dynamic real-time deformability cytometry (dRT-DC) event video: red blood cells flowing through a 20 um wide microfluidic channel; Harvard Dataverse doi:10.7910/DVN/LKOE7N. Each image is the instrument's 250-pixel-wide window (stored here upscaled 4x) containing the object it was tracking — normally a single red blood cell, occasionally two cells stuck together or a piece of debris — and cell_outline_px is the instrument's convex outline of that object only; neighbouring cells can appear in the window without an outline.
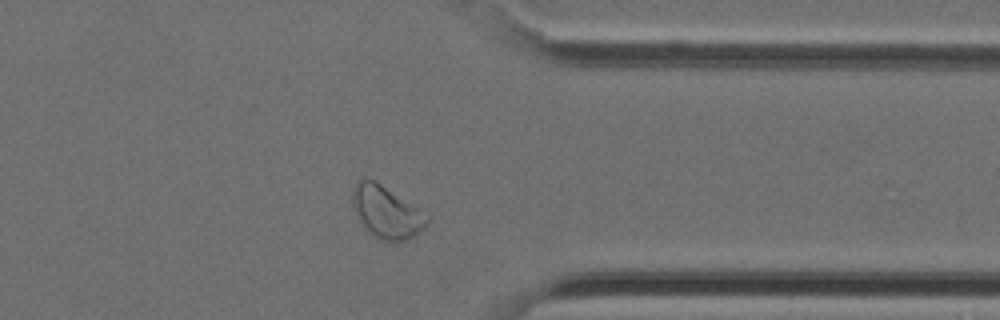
{"species": "Egyptian fruit bat (a non-hibernating species)", "species_latin": "Rousettus aegyptiacus", "temperature_condition": "cold", "stored_images_in_passage": 29, "camera_frame_rate_fps": 3000, "um_per_image_px": 0.085, "animal": {"sex": "female"}, "frame": {"image": 1, "passage_image": 20, "time_ms": 6.333, "image_size_px": [1000, 320], "cell_outline_px": [[432, 220], [424, 228], [412, 236], [404, 240], [380, 240], [368, 232], [360, 224], [356, 216], [352, 204], [352, 188], [356, 180], [372, 180], [380, 184], [420, 208]], "centroid_in_image_um": [32.83, 18.03], "position_along_channel_um": 378.6, "area_um2": 22.66}}
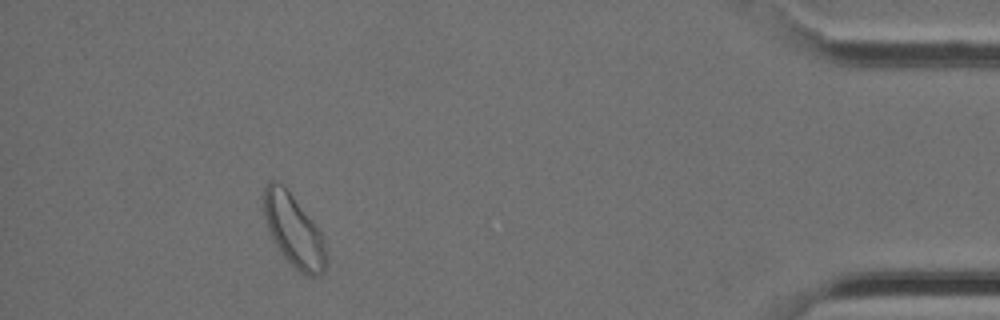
{"frame": {"image": 2, "passage_image": 25, "time_ms": 8.0, "image_size_px": [1000, 320], "cell_outline_px": [[328, 264], [324, 272], [320, 276], [312, 276], [300, 272], [284, 256], [276, 244], [268, 228], [264, 216], [264, 188], [268, 180], [276, 180], [292, 196], [324, 236], [328, 256]], "centroid_in_image_um": [25.02, 19.64], "position_along_channel_um": 410.2, "area_um2": 25.89}}